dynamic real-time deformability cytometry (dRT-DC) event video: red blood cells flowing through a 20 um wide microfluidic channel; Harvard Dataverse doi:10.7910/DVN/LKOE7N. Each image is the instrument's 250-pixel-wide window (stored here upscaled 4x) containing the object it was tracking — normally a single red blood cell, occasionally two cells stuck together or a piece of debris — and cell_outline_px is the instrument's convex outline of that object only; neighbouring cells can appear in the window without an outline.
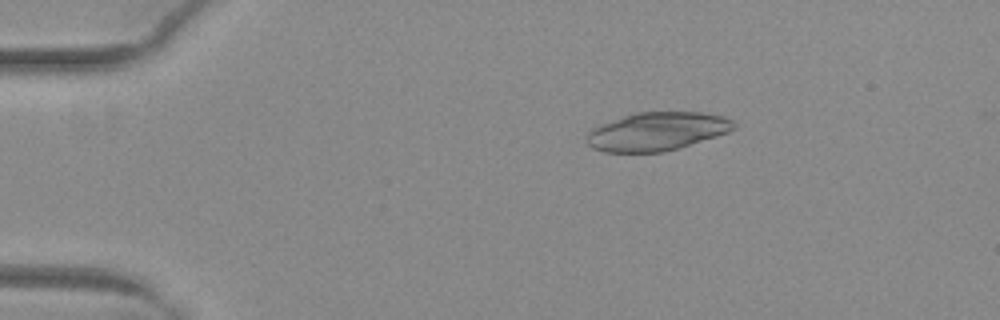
{"species": "common noctule bat (a hibernating species)", "species_latin": "Nyctalus noctula", "temperature_condition": "warm", "stored_images_in_passage": 41, "segment_of_instrument_passage": [1, 2], "camera_frame_rate_fps": 3000, "um_per_image_px": 0.085, "animal": {"sex": "female", "body_mass_g": 29.2, "forearm_length_mm": 56.3}, "frame": {"image": 1, "passage_image": 2, "time_ms": 0.333, "image_size_px": [1000, 320], "cell_outline_px": [[736, 128], [728, 132], [716, 136], [676, 148], [660, 152], [604, 152], [592, 148], [588, 144], [588, 132], [592, 128], [624, 116], [636, 112], [700, 112], [724, 116], [732, 120], [736, 124]], "centroid_in_image_um": [55.86, 11.16], "position_along_channel_um": 29.1, "area_um2": 32.48}}